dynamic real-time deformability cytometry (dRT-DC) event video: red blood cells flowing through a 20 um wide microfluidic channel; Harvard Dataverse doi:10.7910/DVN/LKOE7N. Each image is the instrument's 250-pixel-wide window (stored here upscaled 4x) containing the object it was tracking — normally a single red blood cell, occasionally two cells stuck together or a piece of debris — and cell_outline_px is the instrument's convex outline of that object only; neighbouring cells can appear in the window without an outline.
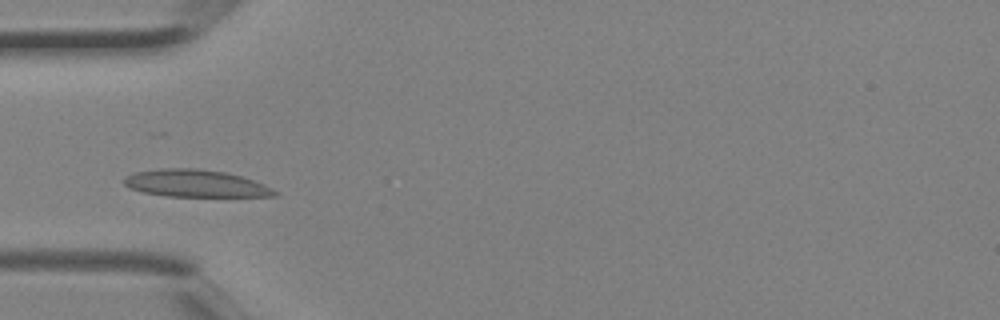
{"species": "Egyptian fruit bat (a non-hibernating species)", "species_latin": "Rousettus aegyptiacus", "temperature_condition": "room temperature", "stored_images_in_passage": 1, "camera_frame_rate_fps": 3000, "um_per_image_px": 0.085, "animal": {"sex": "female"}, "frame": {"image": 1, "passage_image": 1, "time_ms": 0.0, "image_size_px": [1000, 320], "cell_outline_px": [[280, 196], [168, 196], [144, 192], [128, 188], [124, 184], [124, 176], [136, 172], [160, 168], [196, 168], [224, 172], [240, 176], [264, 184], [280, 192]], "centroid_in_image_um": [16.63, 15.59], "position_along_channel_um": 68.4, "area_um2": 23.87}}